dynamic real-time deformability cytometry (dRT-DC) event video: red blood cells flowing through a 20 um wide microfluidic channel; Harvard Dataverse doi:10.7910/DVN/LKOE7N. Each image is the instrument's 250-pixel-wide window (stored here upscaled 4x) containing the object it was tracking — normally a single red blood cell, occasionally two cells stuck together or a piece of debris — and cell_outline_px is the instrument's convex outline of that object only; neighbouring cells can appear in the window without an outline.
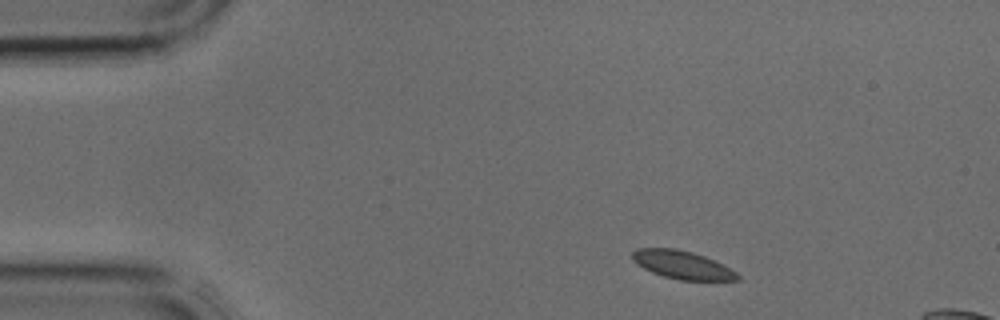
{"species": "common noctule bat (a hibernating species)", "species_latin": "Nyctalus noctula", "temperature_condition": "cold", "stored_images_in_passage": 3, "segment_of_instrument_passage": [1, 2], "camera_frame_rate_fps": 3000, "um_per_image_px": 0.085, "animal": {"sex": "male", "body_mass_g": 17.9, "forearm_length_mm": 54.2}, "frame": {"image": 1, "passage_image": 1, "time_ms": 0.0, "image_size_px": [1000, 320], "cell_outline_px": [[740, 280], [680, 280], [664, 276], [652, 272], [636, 264], [632, 260], [632, 252], [636, 248], [676, 248], [692, 252], [704, 256], [736, 272], [740, 276]], "centroid_in_image_um": [57.95, 22.5], "position_along_channel_um": 27.1, "area_um2": 17.05}}